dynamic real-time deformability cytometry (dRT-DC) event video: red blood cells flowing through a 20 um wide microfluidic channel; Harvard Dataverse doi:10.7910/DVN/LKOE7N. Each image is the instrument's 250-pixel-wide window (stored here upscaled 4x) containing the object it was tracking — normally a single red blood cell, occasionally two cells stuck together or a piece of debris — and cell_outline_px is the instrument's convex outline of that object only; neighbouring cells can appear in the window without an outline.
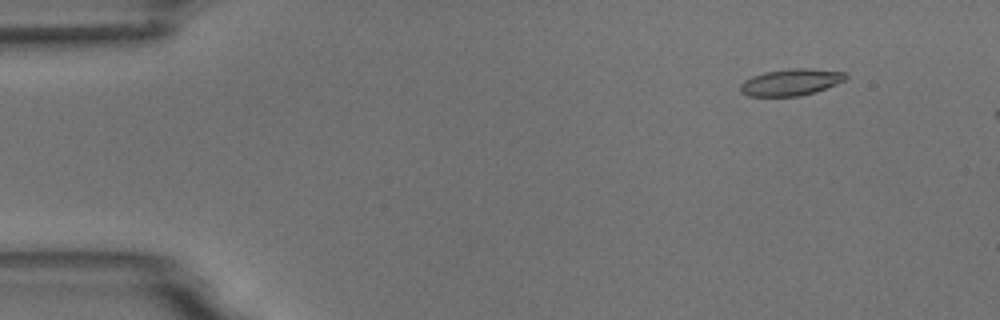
{"species": "common noctule bat (a hibernating species)", "species_latin": "Nyctalus noctula", "temperature_condition": "room temperature", "stored_images_in_passage": 5, "camera_frame_rate_fps": 3000, "um_per_image_px": 0.085, "animal": {"sex": "male", "body_mass_g": 18.8}, "frame": {"image": 1, "passage_image": 1, "time_ms": 0.0, "image_size_px": [1000, 320], "cell_outline_px": [[848, 80], [816, 92], [800, 96], [748, 96], [740, 92], [740, 84], [744, 80], [752, 76], [764, 72], [788, 68], [808, 68], [848, 72]], "centroid_in_image_um": [67.28, 6.98], "position_along_channel_um": 17.7, "area_um2": 16.76}}